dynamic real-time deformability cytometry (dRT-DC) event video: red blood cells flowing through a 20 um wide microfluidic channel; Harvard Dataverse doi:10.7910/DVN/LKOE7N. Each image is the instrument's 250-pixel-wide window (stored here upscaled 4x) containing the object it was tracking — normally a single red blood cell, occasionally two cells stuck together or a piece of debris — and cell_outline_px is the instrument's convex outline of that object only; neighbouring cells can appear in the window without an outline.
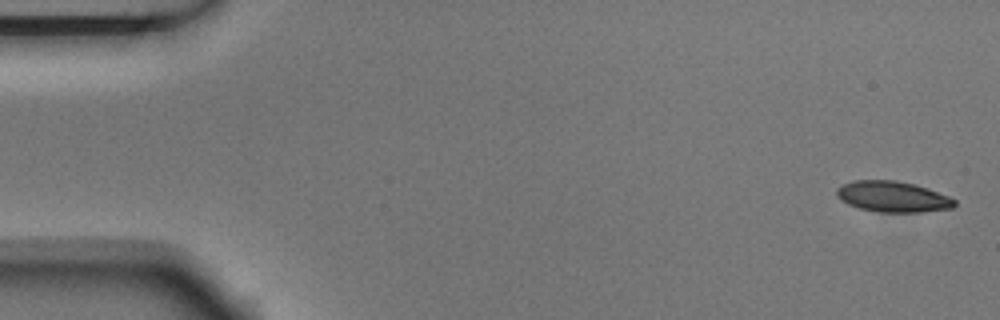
{"species": "Egyptian fruit bat (a non-hibernating species)", "species_latin": "Rousettus aegyptiacus", "temperature_condition": "room temperature", "stored_images_in_passage": 5, "camera_frame_rate_fps": 3000, "um_per_image_px": 0.085, "animal": {"sex": "male"}, "frame": {"image": 1, "passage_image": 1, "time_ms": 0.0, "image_size_px": [1000, 320], "cell_outline_px": [[956, 204], [952, 208], [924, 212], [880, 212], [860, 208], [848, 204], [840, 200], [836, 196], [836, 188], [840, 184], [852, 180], [896, 180], [916, 184], [928, 188], [948, 196], [956, 200]], "centroid_in_image_um": [75.86, 16.7], "position_along_channel_um": 9.1, "area_um2": 21.44}}
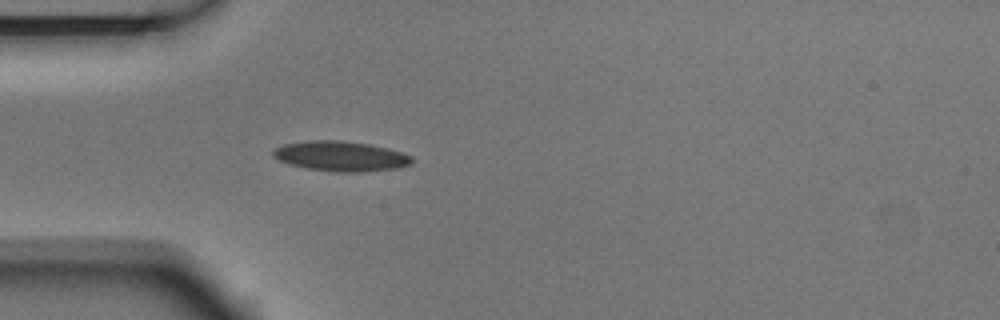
{"frame": {"image": 2, "passage_image": 5, "time_ms": 1.333, "image_size_px": [1000, 320], "cell_outline_px": [[412, 164], [396, 168], [364, 172], [336, 172], [308, 168], [288, 164], [272, 156], [272, 152], [276, 148], [284, 144], [312, 140], [340, 140], [368, 144], [388, 148], [412, 156]], "centroid_in_image_um": [28.97, 13.28], "position_along_channel_um": 56.0, "area_um2": 24.16}}